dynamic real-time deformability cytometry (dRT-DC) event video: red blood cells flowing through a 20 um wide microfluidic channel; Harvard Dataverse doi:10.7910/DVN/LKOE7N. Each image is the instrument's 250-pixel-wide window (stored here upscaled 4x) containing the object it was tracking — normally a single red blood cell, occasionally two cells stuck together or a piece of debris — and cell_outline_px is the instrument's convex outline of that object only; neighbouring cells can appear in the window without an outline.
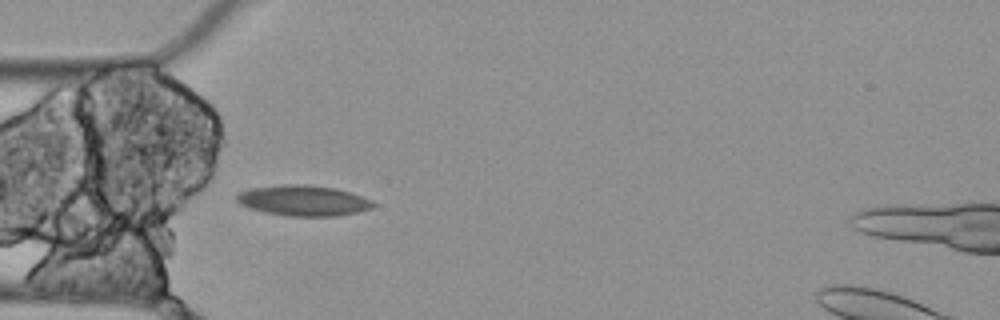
{"species": "Egyptian fruit bat (a non-hibernating species)", "species_latin": "Rousettus aegyptiacus", "temperature_condition": "cold", "stored_images_in_passage": 1, "camera_frame_rate_fps": 3000, "um_per_image_px": 0.085, "animal": {"sex": "female"}, "frame": {"image": 1, "passage_image": 1, "time_ms": 0.0, "image_size_px": [1000, 320], "cell_outline_px": [[376, 204], [372, 208], [356, 212], [336, 216], [288, 216], [268, 212], [252, 208], [240, 204], [236, 200], [236, 196], [240, 192], [252, 188], [284, 184], [304, 184], [336, 188], [372, 200]], "centroid_in_image_um": [25.8, 17.04], "position_along_channel_um": 59.2, "area_um2": 23.99}}